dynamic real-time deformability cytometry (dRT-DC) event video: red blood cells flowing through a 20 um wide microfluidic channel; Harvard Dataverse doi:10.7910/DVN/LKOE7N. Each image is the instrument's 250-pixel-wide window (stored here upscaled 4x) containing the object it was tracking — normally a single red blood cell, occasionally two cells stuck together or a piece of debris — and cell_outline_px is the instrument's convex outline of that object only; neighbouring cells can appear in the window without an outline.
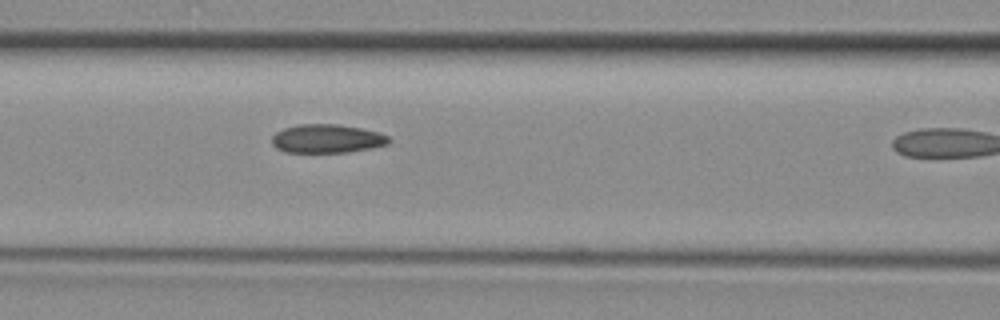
{"species": "common noctule bat (a hibernating species)", "species_latin": "Nyctalus noctula", "temperature_condition": "room temperature", "stored_images_in_passage": 11, "camera_frame_rate_fps": 3000, "um_per_image_px": 0.085, "animal": {"sex": "female", "body_mass_g": 29.2, "forearm_length_mm": 56.3}, "frame": {"image": 1, "passage_image": 10, "time_ms": 3.0, "image_size_px": [1000, 320], "cell_outline_px": [[392, 140], [388, 144], [372, 148], [348, 152], [284, 152], [276, 148], [272, 144], [272, 136], [276, 132], [284, 128], [300, 124], [336, 124], [360, 128], [376, 132], [388, 136]], "centroid_in_image_um": [27.78, 11.79], "position_along_channel_um": 138.8, "area_um2": 19.48}}